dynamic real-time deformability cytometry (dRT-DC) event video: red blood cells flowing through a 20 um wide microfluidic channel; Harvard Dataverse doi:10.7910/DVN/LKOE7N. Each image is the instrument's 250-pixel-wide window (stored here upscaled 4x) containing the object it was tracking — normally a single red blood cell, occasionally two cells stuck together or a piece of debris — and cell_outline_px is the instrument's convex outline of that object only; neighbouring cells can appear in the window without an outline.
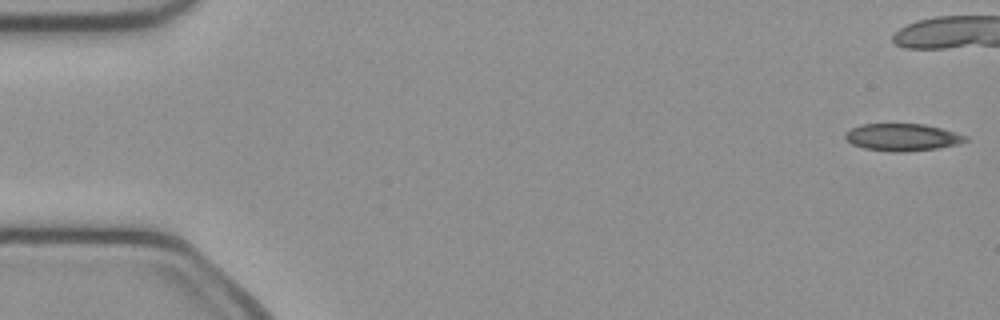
{"species": "common noctule bat (a hibernating species)", "species_latin": "Nyctalus noctula", "temperature_condition": "cold", "stored_images_in_passage": 40, "camera_frame_rate_fps": 3000, "um_per_image_px": 0.085, "animal": {"sex": "female", "body_mass_g": 21.9}, "frame": {"image": 1, "passage_image": 1, "time_ms": 0.0, "image_size_px": [1000, 320], "cell_outline_px": [[968, 140], [960, 144], [936, 148], [908, 152], [888, 152], [864, 148], [852, 144], [844, 136], [844, 132], [860, 124], [924, 124], [956, 132], [968, 136]], "centroid_in_image_um": [76.71, 11.67], "position_along_channel_um": 8.3, "area_um2": 19.25}}
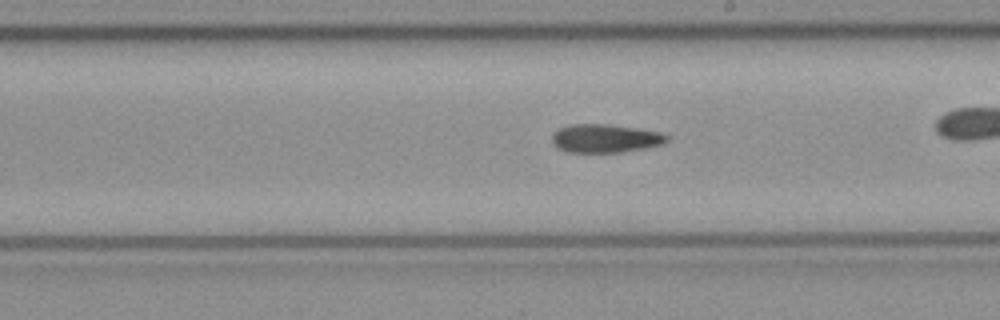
{"frame": {"image": 2, "passage_image": 28, "time_ms": 9.0, "image_size_px": [1000, 320], "cell_outline_px": [[672, 136], [664, 144], [644, 148], [620, 152], [568, 152], [556, 148], [552, 144], [552, 136], [560, 128], [568, 124], [608, 124], [636, 128], [660, 132]], "centroid_in_image_um": [51.46, 11.76], "position_along_channel_um": 237.5, "area_um2": 19.13}}
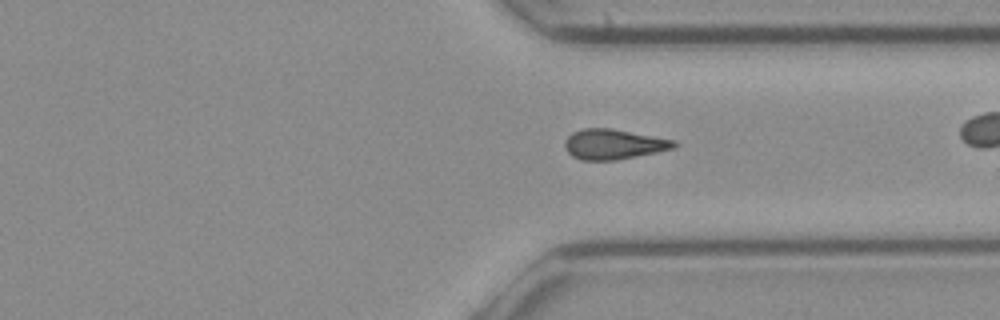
{"frame": {"image": 3, "passage_image": 37, "time_ms": 12.0, "image_size_px": [1000, 320], "cell_outline_px": [[680, 144], [672, 148], [656, 152], [616, 160], [580, 160], [572, 156], [564, 148], [564, 140], [572, 132], [584, 128], [612, 128], [676, 140]], "centroid_in_image_um": [52.14, 12.25], "position_along_channel_um": 359.3, "area_um2": 19.31}}